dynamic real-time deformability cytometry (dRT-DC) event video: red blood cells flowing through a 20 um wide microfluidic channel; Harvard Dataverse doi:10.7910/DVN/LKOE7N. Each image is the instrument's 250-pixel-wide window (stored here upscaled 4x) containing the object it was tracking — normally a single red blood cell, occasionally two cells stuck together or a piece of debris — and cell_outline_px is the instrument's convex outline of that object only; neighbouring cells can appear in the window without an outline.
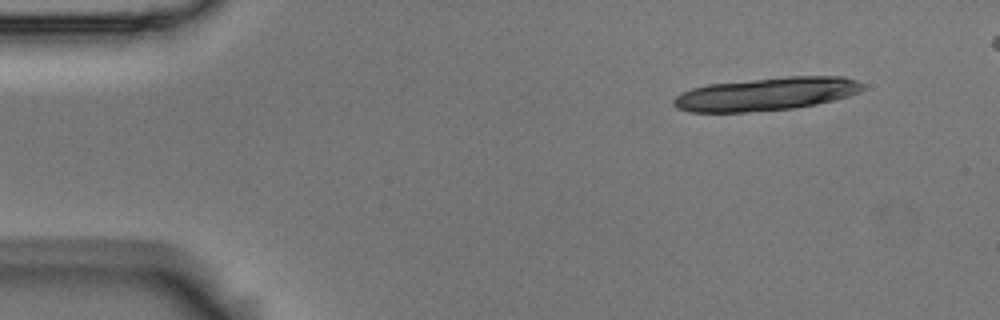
{"species": "Egyptian fruit bat (a non-hibernating species)", "species_latin": "Rousettus aegyptiacus", "temperature_condition": "room temperature", "stored_images_in_passage": 3, "segment_of_instrument_passage": [2, 2], "camera_frame_rate_fps": 3000, "um_per_image_px": 0.085, "animal": {"sex": "male"}, "frame": {"image": 1, "passage_image": 3, "time_ms": 0.667, "image_size_px": [1000, 320], "cell_outline_px": [[864, 88], [860, 92], [848, 96], [816, 104], [796, 108], [744, 112], [688, 112], [676, 108], [672, 104], [672, 100], [680, 92], [692, 88], [708, 84], [788, 76], [844, 76], [856, 80], [864, 84]], "centroid_in_image_um": [65.12, 7.99], "position_along_channel_um": 19.9, "area_um2": 36.65}}